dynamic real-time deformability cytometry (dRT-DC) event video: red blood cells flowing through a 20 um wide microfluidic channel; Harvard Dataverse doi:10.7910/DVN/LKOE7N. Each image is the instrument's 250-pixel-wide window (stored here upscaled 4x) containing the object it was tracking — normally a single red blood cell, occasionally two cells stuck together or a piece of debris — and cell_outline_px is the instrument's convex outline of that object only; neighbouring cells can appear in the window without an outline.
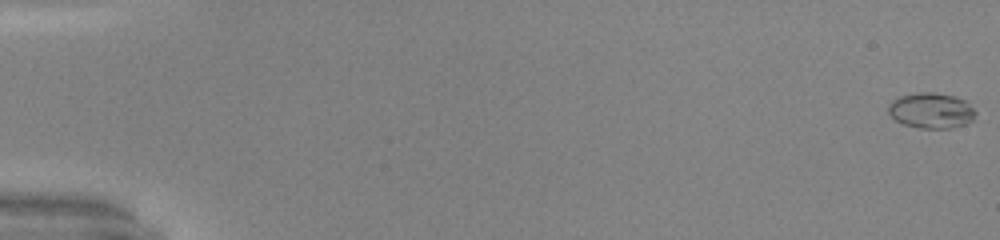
{"species": "common noctule bat (a hibernating species)", "species_latin": "Nyctalus noctula", "temperature_condition": "warm", "stored_images_in_passage": 52, "camera_frame_rate_fps": 3000, "um_per_image_px": 0.085, "animal": {"sex": "male", "body_mass_g": 20.0, "forearm_length_mm": 53.3}, "frame": {"image": 1, "passage_image": 1, "time_ms": 0.0, "image_size_px": [1000, 240], "cell_outline_px": [[976, 112], [972, 120], [964, 124], [952, 128], [920, 128], [904, 124], [896, 120], [888, 112], [888, 104], [892, 100], [900, 96], [916, 92], [932, 92], [952, 96], [968, 100]], "centroid_in_image_um": [79.16, 9.38], "position_along_channel_um": 5.8, "area_um2": 18.09}}
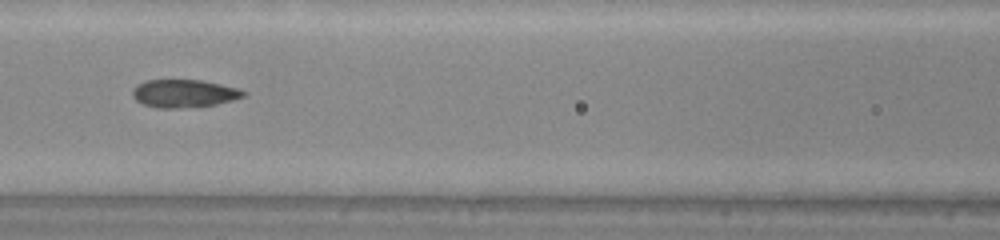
{"frame": {"image": 2, "passage_image": 25, "time_ms": 8.0, "image_size_px": [1000, 240], "cell_outline_px": [[248, 92], [244, 96], [232, 100], [216, 104], [180, 108], [160, 108], [144, 104], [136, 100], [132, 96], [132, 92], [136, 84], [144, 80], [200, 80], [220, 84], [236, 88]], "centroid_in_image_um": [15.61, 7.94], "position_along_channel_um": 151.0, "area_um2": 17.92}}
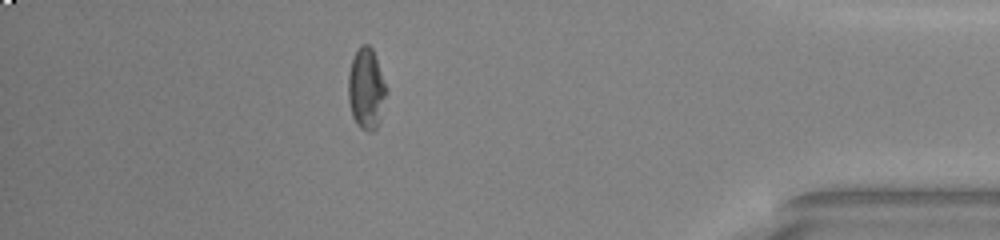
{"frame": {"image": 3, "passage_image": 46, "time_ms": 15.0, "image_size_px": [1000, 240], "cell_outline_px": [[388, 92], [380, 120], [376, 128], [372, 132], [368, 132], [360, 128], [356, 124], [352, 116], [348, 100], [348, 76], [352, 60], [360, 44], [368, 44], [372, 48], [388, 88]], "centroid_in_image_um": [31.15, 7.57], "position_along_channel_um": 404.1, "area_um2": 18.32}, "authors_computed_cell_mechanics": {"area_um2": 18.0047, "velocity_mm_per_s": 4.1532, "shape_relaxation_time_tau1_ms": 4.7236, "shape_relaxation_time_tau2_ms": 1.0293, "deformation_change_tau1": 0.2226, "deformation_change_tau2": 0.058}}